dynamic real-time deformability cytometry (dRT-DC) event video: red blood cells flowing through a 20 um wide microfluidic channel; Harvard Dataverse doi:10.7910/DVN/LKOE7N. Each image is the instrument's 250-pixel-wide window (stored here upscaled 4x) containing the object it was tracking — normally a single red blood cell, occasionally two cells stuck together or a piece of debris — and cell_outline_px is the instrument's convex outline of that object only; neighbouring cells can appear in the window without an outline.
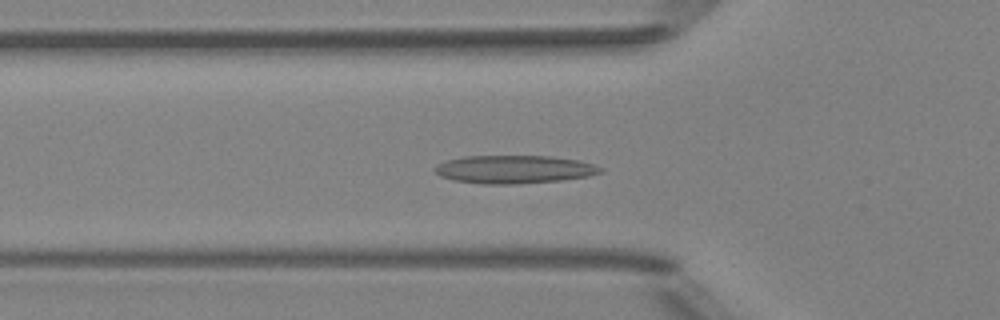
{"species": "Egyptian fruit bat (a non-hibernating species)", "species_latin": "Rousettus aegyptiacus", "temperature_condition": "room temperature", "stored_images_in_passage": 51, "camera_frame_rate_fps": 3000, "um_per_image_px": 0.085, "animal": {"sex": "female"}, "frame": {"image": 1, "passage_image": 17, "time_ms": 5.333, "image_size_px": [1000, 320], "cell_outline_px": [[604, 172], [588, 176], [560, 180], [512, 184], [480, 184], [452, 180], [440, 176], [436, 172], [436, 164], [448, 160], [464, 156], [548, 156], [580, 160], [604, 168]], "centroid_in_image_um": [43.71, 14.39], "position_along_channel_um": 82.1, "area_um2": 27.11}}
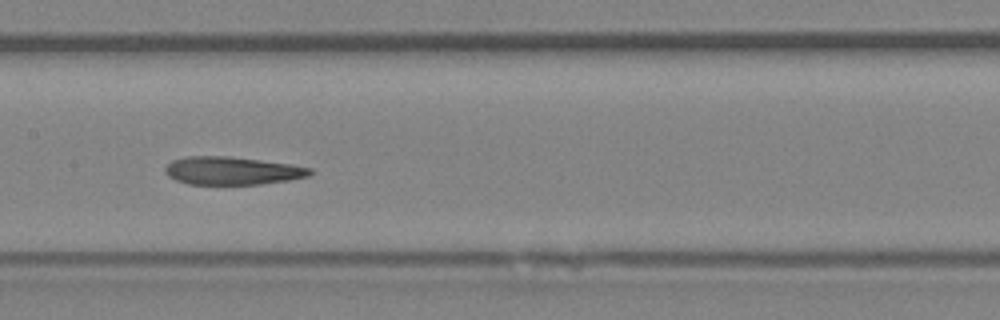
{"frame": {"image": 2, "passage_image": 25, "time_ms": 8.0, "image_size_px": [1000, 320], "cell_outline_px": [[312, 172], [308, 176], [288, 180], [260, 184], [188, 184], [176, 180], [168, 176], [164, 172], [164, 168], [172, 160], [184, 156], [228, 156], [292, 164], [312, 168]], "centroid_in_image_um": [19.7, 14.5], "position_along_channel_um": 187.7, "area_um2": 23.64}}
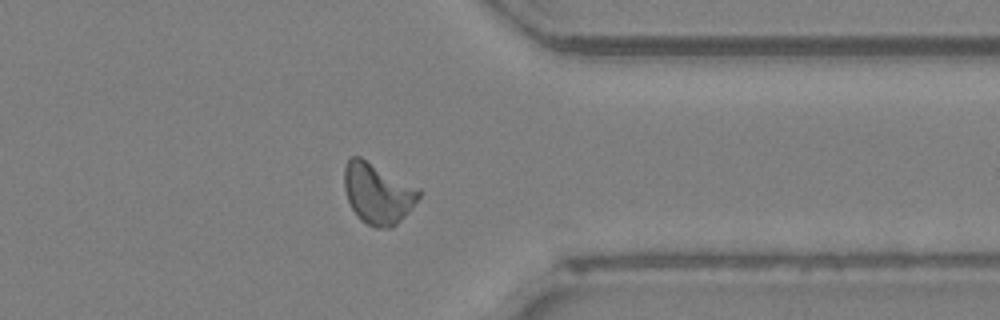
{"frame": {"image": 3, "passage_image": 40, "time_ms": 13.0, "image_size_px": [1000, 320], "cell_outline_px": [[420, 196], [412, 208], [392, 228], [376, 228], [360, 220], [356, 216], [348, 200], [344, 188], [344, 168], [348, 160], [352, 156], [360, 156], [420, 188]], "centroid_in_image_um": [32.1, 16.44], "position_along_channel_um": 379.3, "area_um2": 26.47}, "authors_computed_cell_mechanics": {"area_um2": 24.854, "velocity_mm_per_s": 3.9578, "shape_relaxation_time_tau1_ms": null, "shape_relaxation_time_tau2_ms": 3.7212, "deformation_change_tau1": null, "deformation_change_tau2": 0.1052}}